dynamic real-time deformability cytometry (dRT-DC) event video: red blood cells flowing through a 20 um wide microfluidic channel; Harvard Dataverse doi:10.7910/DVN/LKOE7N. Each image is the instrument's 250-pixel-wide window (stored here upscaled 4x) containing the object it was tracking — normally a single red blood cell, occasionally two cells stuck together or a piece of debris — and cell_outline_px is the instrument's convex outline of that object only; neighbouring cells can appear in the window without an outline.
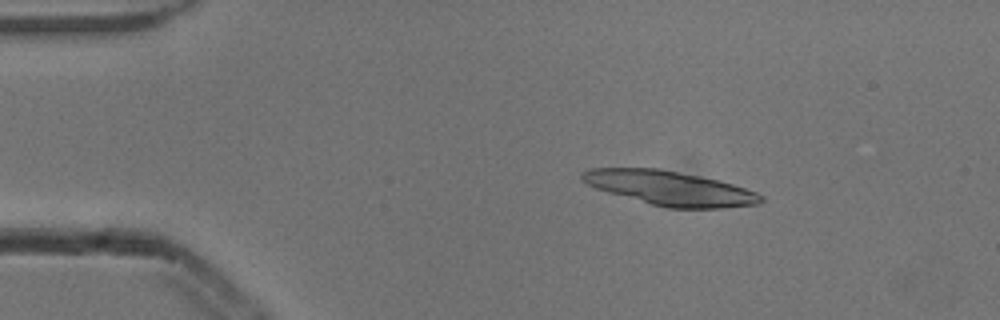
{"species": "common noctule bat (a hibernating species)", "species_latin": "Nyctalus noctula", "temperature_condition": "cold", "stored_images_in_passage": 3, "camera_frame_rate_fps": 3000, "um_per_image_px": 0.085, "animal": {"sex": "male", "body_mass_g": 13.3}, "frame": {"image": 1, "passage_image": 1, "time_ms": 0.0, "image_size_px": [1000, 320], "cell_outline_px": [[764, 200], [760, 204], [724, 208], [668, 208], [652, 204], [608, 192], [596, 188], [580, 180], [580, 172], [588, 168], [660, 168], [700, 176], [732, 184], [756, 192], [764, 196]], "centroid_in_image_um": [56.93, 15.99], "position_along_channel_um": 28.1, "area_um2": 35.72}}
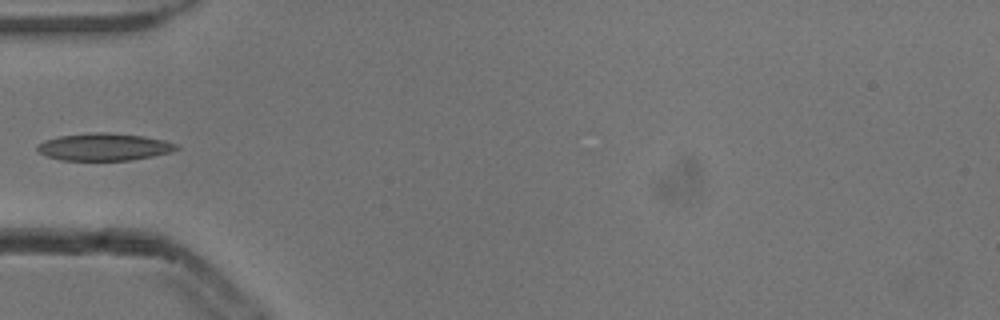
{"frame": {"image": 2, "passage_image": 3, "time_ms": 0.667, "image_size_px": [1000, 320], "cell_outline_px": [[180, 148], [172, 152], [132, 160], [60, 160], [48, 156], [40, 152], [36, 148], [36, 144], [44, 140], [60, 136], [92, 132], [108, 132], [144, 136], [164, 140], [176, 144]], "centroid_in_image_um": [8.85, 12.48], "position_along_channel_um": 76.1, "area_um2": 22.2}}